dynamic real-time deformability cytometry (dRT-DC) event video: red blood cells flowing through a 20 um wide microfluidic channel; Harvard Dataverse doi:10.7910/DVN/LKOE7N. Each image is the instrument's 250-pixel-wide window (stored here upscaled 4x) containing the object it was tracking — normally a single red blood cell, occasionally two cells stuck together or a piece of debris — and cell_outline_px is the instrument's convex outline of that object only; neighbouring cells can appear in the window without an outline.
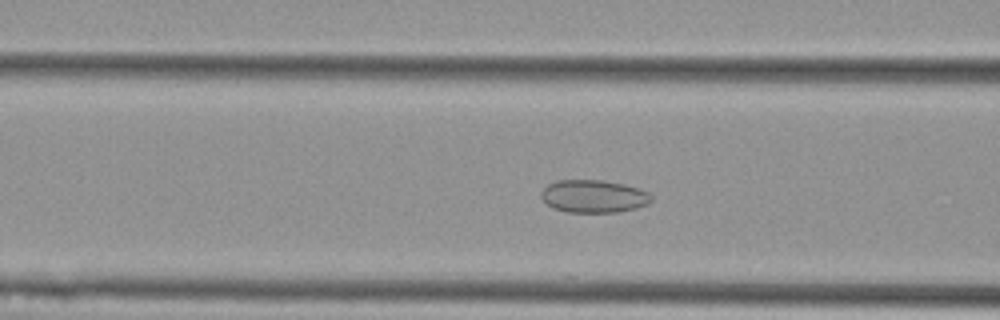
{"species": "Egyptian fruit bat (a non-hibernating species)", "species_latin": "Rousettus aegyptiacus", "temperature_condition": "cold", "stored_images_in_passage": 50, "camera_frame_rate_fps": 3000, "um_per_image_px": 0.085, "animal": {"sex": "female"}, "frame": {"image": 1, "passage_image": 17, "time_ms": 5.333, "image_size_px": [1000, 320], "cell_outline_px": [[652, 200], [648, 204], [636, 208], [620, 212], [568, 212], [552, 208], [540, 196], [540, 192], [548, 184], [556, 180], [600, 180], [624, 184], [640, 188], [648, 192], [652, 196]], "centroid_in_image_um": [50.47, 16.68], "position_along_channel_um": 116.1, "area_um2": 21.15}}
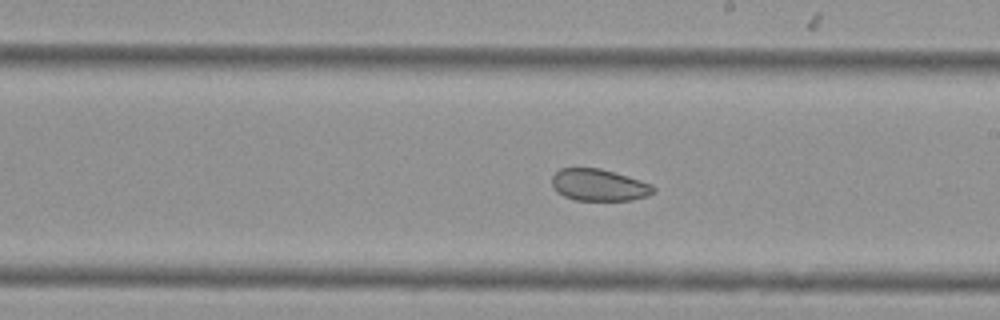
{"frame": {"image": 2, "passage_image": 27, "time_ms": 8.667, "image_size_px": [1000, 320], "cell_outline_px": [[656, 192], [648, 196], [632, 200], [576, 200], [564, 196], [556, 192], [552, 184], [552, 176], [560, 168], [600, 168], [640, 180], [652, 184], [656, 188]], "centroid_in_image_um": [50.93, 15.73], "position_along_channel_um": 238.1, "area_um2": 18.9}}
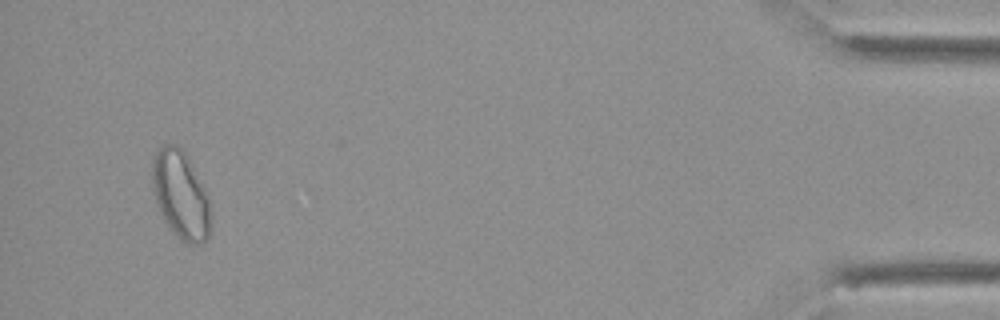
{"frame": {"image": 3, "passage_image": 48, "time_ms": 15.667, "image_size_px": [1000, 320], "cell_outline_px": [[212, 224], [208, 240], [200, 244], [188, 244], [180, 240], [168, 228], [156, 204], [152, 192], [152, 160], [156, 148], [160, 144], [176, 144], [184, 152], [204, 188], [208, 196], [212, 216]], "centroid_in_image_um": [15.35, 16.61], "position_along_channel_um": 419.9, "area_um2": 30.63}, "authors_computed_cell_mechanics": {"area_um2": 23.6402, "velocity_mm_per_s": 3.6741, "shape_relaxation_time_tau1_ms": null, "shape_relaxation_time_tau2_ms": 5.7389, "deformation_change_tau1": null, "deformation_change_tau2": 0.083}}